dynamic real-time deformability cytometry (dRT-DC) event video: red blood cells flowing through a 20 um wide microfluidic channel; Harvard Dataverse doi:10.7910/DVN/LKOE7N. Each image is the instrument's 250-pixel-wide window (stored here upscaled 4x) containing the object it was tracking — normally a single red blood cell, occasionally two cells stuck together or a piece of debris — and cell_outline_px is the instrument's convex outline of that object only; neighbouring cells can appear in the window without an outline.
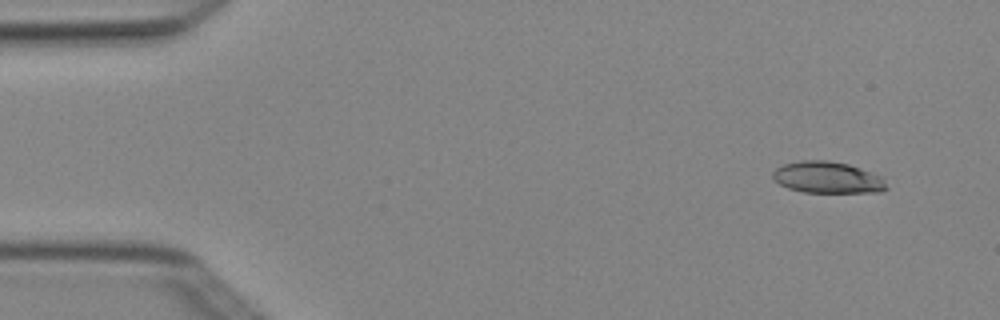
{"species": "Egyptian fruit bat (a non-hibernating species)", "species_latin": "Rousettus aegyptiacus", "temperature_condition": "cold", "stored_images_in_passage": 4, "camera_frame_rate_fps": 3000, "um_per_image_px": 0.085, "animal": {"sex": "female"}, "frame": {"image": 1, "passage_image": 1, "time_ms": 0.0, "image_size_px": [1000, 320], "cell_outline_px": [[888, 188], [880, 192], [804, 192], [788, 188], [772, 180], [772, 172], [776, 168], [784, 164], [800, 160], [828, 160], [848, 164], [860, 168], [880, 176], [884, 180]], "centroid_in_image_um": [70.3, 15.08], "position_along_channel_um": 14.7, "area_um2": 20.92}}